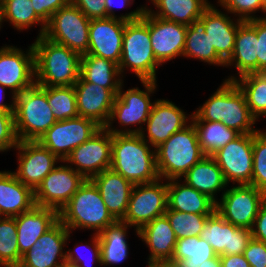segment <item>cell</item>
Masks as SVG:
<instances>
[{
	"mask_svg": "<svg viewBox=\"0 0 266 267\" xmlns=\"http://www.w3.org/2000/svg\"><path fill=\"white\" fill-rule=\"evenodd\" d=\"M191 121L222 122L240 134H253L257 120L250 113L244 93L235 81H226L191 114Z\"/></svg>",
	"mask_w": 266,
	"mask_h": 267,
	"instance_id": "cell-1",
	"label": "cell"
},
{
	"mask_svg": "<svg viewBox=\"0 0 266 267\" xmlns=\"http://www.w3.org/2000/svg\"><path fill=\"white\" fill-rule=\"evenodd\" d=\"M140 134H112L110 168L133 185L160 179L155 149Z\"/></svg>",
	"mask_w": 266,
	"mask_h": 267,
	"instance_id": "cell-2",
	"label": "cell"
},
{
	"mask_svg": "<svg viewBox=\"0 0 266 267\" xmlns=\"http://www.w3.org/2000/svg\"><path fill=\"white\" fill-rule=\"evenodd\" d=\"M35 53V82L39 86H74L80 78L81 55L43 35L32 44Z\"/></svg>",
	"mask_w": 266,
	"mask_h": 267,
	"instance_id": "cell-3",
	"label": "cell"
},
{
	"mask_svg": "<svg viewBox=\"0 0 266 267\" xmlns=\"http://www.w3.org/2000/svg\"><path fill=\"white\" fill-rule=\"evenodd\" d=\"M160 65L150 42V13L145 11L139 20L125 24L119 70L122 77L129 68L140 81H157L156 69Z\"/></svg>",
	"mask_w": 266,
	"mask_h": 267,
	"instance_id": "cell-4",
	"label": "cell"
},
{
	"mask_svg": "<svg viewBox=\"0 0 266 267\" xmlns=\"http://www.w3.org/2000/svg\"><path fill=\"white\" fill-rule=\"evenodd\" d=\"M59 220L71 233L76 228H85L96 231V234L116 222L108 212L97 186L91 179H86L60 210Z\"/></svg>",
	"mask_w": 266,
	"mask_h": 267,
	"instance_id": "cell-5",
	"label": "cell"
},
{
	"mask_svg": "<svg viewBox=\"0 0 266 267\" xmlns=\"http://www.w3.org/2000/svg\"><path fill=\"white\" fill-rule=\"evenodd\" d=\"M189 122L184 129L175 132L155 148L157 170L162 181L183 178L187 171L205 156L196 128Z\"/></svg>",
	"mask_w": 266,
	"mask_h": 267,
	"instance_id": "cell-6",
	"label": "cell"
},
{
	"mask_svg": "<svg viewBox=\"0 0 266 267\" xmlns=\"http://www.w3.org/2000/svg\"><path fill=\"white\" fill-rule=\"evenodd\" d=\"M14 121L19 141H38L57 122L47 101V86L35 83L14 96Z\"/></svg>",
	"mask_w": 266,
	"mask_h": 267,
	"instance_id": "cell-7",
	"label": "cell"
},
{
	"mask_svg": "<svg viewBox=\"0 0 266 267\" xmlns=\"http://www.w3.org/2000/svg\"><path fill=\"white\" fill-rule=\"evenodd\" d=\"M157 81H141L145 90L138 87L122 91L121 85L112 107L111 115L105 128L112 134H140L143 131L142 124H145L154 102L150 100V94L154 93ZM118 120L121 126L139 125L135 129L112 128L113 121ZM115 128V129H114Z\"/></svg>",
	"mask_w": 266,
	"mask_h": 267,
	"instance_id": "cell-8",
	"label": "cell"
},
{
	"mask_svg": "<svg viewBox=\"0 0 266 267\" xmlns=\"http://www.w3.org/2000/svg\"><path fill=\"white\" fill-rule=\"evenodd\" d=\"M89 25L90 19L69 2L51 16L43 36L82 56L88 51Z\"/></svg>",
	"mask_w": 266,
	"mask_h": 267,
	"instance_id": "cell-9",
	"label": "cell"
},
{
	"mask_svg": "<svg viewBox=\"0 0 266 267\" xmlns=\"http://www.w3.org/2000/svg\"><path fill=\"white\" fill-rule=\"evenodd\" d=\"M221 201L216 202L217 212L235 226L251 229L266 193L251 184L233 186L224 190Z\"/></svg>",
	"mask_w": 266,
	"mask_h": 267,
	"instance_id": "cell-10",
	"label": "cell"
},
{
	"mask_svg": "<svg viewBox=\"0 0 266 267\" xmlns=\"http://www.w3.org/2000/svg\"><path fill=\"white\" fill-rule=\"evenodd\" d=\"M167 207V181L163 183L158 179L152 183L137 184L132 188L127 211L121 221L139 231L156 217L164 215Z\"/></svg>",
	"mask_w": 266,
	"mask_h": 267,
	"instance_id": "cell-11",
	"label": "cell"
},
{
	"mask_svg": "<svg viewBox=\"0 0 266 267\" xmlns=\"http://www.w3.org/2000/svg\"><path fill=\"white\" fill-rule=\"evenodd\" d=\"M100 128L93 120L78 116L57 121L38 142L63 162L73 149L86 142Z\"/></svg>",
	"mask_w": 266,
	"mask_h": 267,
	"instance_id": "cell-12",
	"label": "cell"
},
{
	"mask_svg": "<svg viewBox=\"0 0 266 267\" xmlns=\"http://www.w3.org/2000/svg\"><path fill=\"white\" fill-rule=\"evenodd\" d=\"M85 180L71 166L57 165L34 191L35 205L60 212Z\"/></svg>",
	"mask_w": 266,
	"mask_h": 267,
	"instance_id": "cell-13",
	"label": "cell"
},
{
	"mask_svg": "<svg viewBox=\"0 0 266 267\" xmlns=\"http://www.w3.org/2000/svg\"><path fill=\"white\" fill-rule=\"evenodd\" d=\"M28 47L26 52L6 44L0 48V84L12 91V98L36 83L34 48Z\"/></svg>",
	"mask_w": 266,
	"mask_h": 267,
	"instance_id": "cell-14",
	"label": "cell"
},
{
	"mask_svg": "<svg viewBox=\"0 0 266 267\" xmlns=\"http://www.w3.org/2000/svg\"><path fill=\"white\" fill-rule=\"evenodd\" d=\"M112 133L101 127L92 137L71 151L63 163L86 179L100 174L111 166Z\"/></svg>",
	"mask_w": 266,
	"mask_h": 267,
	"instance_id": "cell-15",
	"label": "cell"
},
{
	"mask_svg": "<svg viewBox=\"0 0 266 267\" xmlns=\"http://www.w3.org/2000/svg\"><path fill=\"white\" fill-rule=\"evenodd\" d=\"M212 157L227 182L251 184L253 169V134H241Z\"/></svg>",
	"mask_w": 266,
	"mask_h": 267,
	"instance_id": "cell-16",
	"label": "cell"
},
{
	"mask_svg": "<svg viewBox=\"0 0 266 267\" xmlns=\"http://www.w3.org/2000/svg\"><path fill=\"white\" fill-rule=\"evenodd\" d=\"M18 167L15 176L33 191L41 184L45 176L61 162L49 149L38 141H19Z\"/></svg>",
	"mask_w": 266,
	"mask_h": 267,
	"instance_id": "cell-17",
	"label": "cell"
},
{
	"mask_svg": "<svg viewBox=\"0 0 266 267\" xmlns=\"http://www.w3.org/2000/svg\"><path fill=\"white\" fill-rule=\"evenodd\" d=\"M200 237L207 241L215 253L220 255L243 254L252 239L251 229L227 222L215 210L208 216Z\"/></svg>",
	"mask_w": 266,
	"mask_h": 267,
	"instance_id": "cell-18",
	"label": "cell"
},
{
	"mask_svg": "<svg viewBox=\"0 0 266 267\" xmlns=\"http://www.w3.org/2000/svg\"><path fill=\"white\" fill-rule=\"evenodd\" d=\"M70 234L69 229L59 220L22 255L18 267H64L66 251L63 252V249Z\"/></svg>",
	"mask_w": 266,
	"mask_h": 267,
	"instance_id": "cell-19",
	"label": "cell"
},
{
	"mask_svg": "<svg viewBox=\"0 0 266 267\" xmlns=\"http://www.w3.org/2000/svg\"><path fill=\"white\" fill-rule=\"evenodd\" d=\"M182 109L177 107L172 101L165 99L155 100L149 117L140 133L141 137L152 147L157 148L167 141L175 132L184 129L187 126L191 115L186 116ZM189 117V118H188ZM188 120V121H187ZM147 130L144 133V130ZM148 137V138H146Z\"/></svg>",
	"mask_w": 266,
	"mask_h": 267,
	"instance_id": "cell-20",
	"label": "cell"
},
{
	"mask_svg": "<svg viewBox=\"0 0 266 267\" xmlns=\"http://www.w3.org/2000/svg\"><path fill=\"white\" fill-rule=\"evenodd\" d=\"M78 116L93 120L100 127L109 121L119 89H108L86 82L81 76L74 84Z\"/></svg>",
	"mask_w": 266,
	"mask_h": 267,
	"instance_id": "cell-21",
	"label": "cell"
},
{
	"mask_svg": "<svg viewBox=\"0 0 266 267\" xmlns=\"http://www.w3.org/2000/svg\"><path fill=\"white\" fill-rule=\"evenodd\" d=\"M126 23V21L111 17L91 19L89 45L85 55L102 57L118 65L122 54V41Z\"/></svg>",
	"mask_w": 266,
	"mask_h": 267,
	"instance_id": "cell-22",
	"label": "cell"
},
{
	"mask_svg": "<svg viewBox=\"0 0 266 267\" xmlns=\"http://www.w3.org/2000/svg\"><path fill=\"white\" fill-rule=\"evenodd\" d=\"M187 26L150 14V42L155 58L166 63L183 56Z\"/></svg>",
	"mask_w": 266,
	"mask_h": 267,
	"instance_id": "cell-23",
	"label": "cell"
},
{
	"mask_svg": "<svg viewBox=\"0 0 266 267\" xmlns=\"http://www.w3.org/2000/svg\"><path fill=\"white\" fill-rule=\"evenodd\" d=\"M200 20L205 25L211 48H215L216 53L226 62L233 53L238 27L244 21L238 18L234 21V18L231 19L213 4L203 12Z\"/></svg>",
	"mask_w": 266,
	"mask_h": 267,
	"instance_id": "cell-24",
	"label": "cell"
},
{
	"mask_svg": "<svg viewBox=\"0 0 266 267\" xmlns=\"http://www.w3.org/2000/svg\"><path fill=\"white\" fill-rule=\"evenodd\" d=\"M97 186L108 212L121 221L127 211L133 184L111 168L91 178Z\"/></svg>",
	"mask_w": 266,
	"mask_h": 267,
	"instance_id": "cell-25",
	"label": "cell"
},
{
	"mask_svg": "<svg viewBox=\"0 0 266 267\" xmlns=\"http://www.w3.org/2000/svg\"><path fill=\"white\" fill-rule=\"evenodd\" d=\"M58 221V211L36 205L30 211L15 216L20 254L23 255L30 250L39 237Z\"/></svg>",
	"mask_w": 266,
	"mask_h": 267,
	"instance_id": "cell-26",
	"label": "cell"
},
{
	"mask_svg": "<svg viewBox=\"0 0 266 267\" xmlns=\"http://www.w3.org/2000/svg\"><path fill=\"white\" fill-rule=\"evenodd\" d=\"M136 234L148 245V262H169L173 256L177 238L164 214L144 225Z\"/></svg>",
	"mask_w": 266,
	"mask_h": 267,
	"instance_id": "cell-27",
	"label": "cell"
},
{
	"mask_svg": "<svg viewBox=\"0 0 266 267\" xmlns=\"http://www.w3.org/2000/svg\"><path fill=\"white\" fill-rule=\"evenodd\" d=\"M35 206L34 191L11 171H0V216L15 217Z\"/></svg>",
	"mask_w": 266,
	"mask_h": 267,
	"instance_id": "cell-28",
	"label": "cell"
},
{
	"mask_svg": "<svg viewBox=\"0 0 266 267\" xmlns=\"http://www.w3.org/2000/svg\"><path fill=\"white\" fill-rule=\"evenodd\" d=\"M179 179L167 181V205L171 210L212 214L216 210V202L208 195L199 192Z\"/></svg>",
	"mask_w": 266,
	"mask_h": 267,
	"instance_id": "cell-29",
	"label": "cell"
},
{
	"mask_svg": "<svg viewBox=\"0 0 266 267\" xmlns=\"http://www.w3.org/2000/svg\"><path fill=\"white\" fill-rule=\"evenodd\" d=\"M188 186L208 195L217 202L218 191L228 186L223 172L212 156H204L183 176Z\"/></svg>",
	"mask_w": 266,
	"mask_h": 267,
	"instance_id": "cell-30",
	"label": "cell"
},
{
	"mask_svg": "<svg viewBox=\"0 0 266 267\" xmlns=\"http://www.w3.org/2000/svg\"><path fill=\"white\" fill-rule=\"evenodd\" d=\"M258 38L256 30L243 22L237 30L234 50L225 62V67L237 68L239 77L248 73H257Z\"/></svg>",
	"mask_w": 266,
	"mask_h": 267,
	"instance_id": "cell-31",
	"label": "cell"
},
{
	"mask_svg": "<svg viewBox=\"0 0 266 267\" xmlns=\"http://www.w3.org/2000/svg\"><path fill=\"white\" fill-rule=\"evenodd\" d=\"M154 5L157 11L150 8L151 15L189 26L200 19L211 4L208 0H158Z\"/></svg>",
	"mask_w": 266,
	"mask_h": 267,
	"instance_id": "cell-32",
	"label": "cell"
},
{
	"mask_svg": "<svg viewBox=\"0 0 266 267\" xmlns=\"http://www.w3.org/2000/svg\"><path fill=\"white\" fill-rule=\"evenodd\" d=\"M119 66L95 55H82L80 76L89 83L108 89H120L123 84Z\"/></svg>",
	"mask_w": 266,
	"mask_h": 267,
	"instance_id": "cell-33",
	"label": "cell"
},
{
	"mask_svg": "<svg viewBox=\"0 0 266 267\" xmlns=\"http://www.w3.org/2000/svg\"><path fill=\"white\" fill-rule=\"evenodd\" d=\"M129 225L116 221L98 234L101 248V266L116 265L128 257L129 244L126 241Z\"/></svg>",
	"mask_w": 266,
	"mask_h": 267,
	"instance_id": "cell-34",
	"label": "cell"
},
{
	"mask_svg": "<svg viewBox=\"0 0 266 267\" xmlns=\"http://www.w3.org/2000/svg\"><path fill=\"white\" fill-rule=\"evenodd\" d=\"M211 245L200 236L177 239L173 256L168 262L174 267H199L216 257Z\"/></svg>",
	"mask_w": 266,
	"mask_h": 267,
	"instance_id": "cell-35",
	"label": "cell"
},
{
	"mask_svg": "<svg viewBox=\"0 0 266 267\" xmlns=\"http://www.w3.org/2000/svg\"><path fill=\"white\" fill-rule=\"evenodd\" d=\"M184 56L212 65L225 66V61L216 53L215 48H211V41L205 33V25L200 19L187 26Z\"/></svg>",
	"mask_w": 266,
	"mask_h": 267,
	"instance_id": "cell-36",
	"label": "cell"
},
{
	"mask_svg": "<svg viewBox=\"0 0 266 267\" xmlns=\"http://www.w3.org/2000/svg\"><path fill=\"white\" fill-rule=\"evenodd\" d=\"M196 128L198 141L205 156H212L218 150L235 140L241 134L226 127L222 122L191 121Z\"/></svg>",
	"mask_w": 266,
	"mask_h": 267,
	"instance_id": "cell-37",
	"label": "cell"
},
{
	"mask_svg": "<svg viewBox=\"0 0 266 267\" xmlns=\"http://www.w3.org/2000/svg\"><path fill=\"white\" fill-rule=\"evenodd\" d=\"M226 81H235L245 95L252 116H266V79L260 72L248 73L239 78L230 76Z\"/></svg>",
	"mask_w": 266,
	"mask_h": 267,
	"instance_id": "cell-38",
	"label": "cell"
},
{
	"mask_svg": "<svg viewBox=\"0 0 266 267\" xmlns=\"http://www.w3.org/2000/svg\"><path fill=\"white\" fill-rule=\"evenodd\" d=\"M0 5L3 22H9L19 31L38 23L41 26L38 36L44 34L46 23L36 14L31 0H0Z\"/></svg>",
	"mask_w": 266,
	"mask_h": 267,
	"instance_id": "cell-39",
	"label": "cell"
},
{
	"mask_svg": "<svg viewBox=\"0 0 266 267\" xmlns=\"http://www.w3.org/2000/svg\"><path fill=\"white\" fill-rule=\"evenodd\" d=\"M21 259L15 217L0 216V267H18Z\"/></svg>",
	"mask_w": 266,
	"mask_h": 267,
	"instance_id": "cell-40",
	"label": "cell"
},
{
	"mask_svg": "<svg viewBox=\"0 0 266 267\" xmlns=\"http://www.w3.org/2000/svg\"><path fill=\"white\" fill-rule=\"evenodd\" d=\"M47 101L56 121L78 117L74 86L47 87Z\"/></svg>",
	"mask_w": 266,
	"mask_h": 267,
	"instance_id": "cell-41",
	"label": "cell"
},
{
	"mask_svg": "<svg viewBox=\"0 0 266 267\" xmlns=\"http://www.w3.org/2000/svg\"><path fill=\"white\" fill-rule=\"evenodd\" d=\"M177 239L200 236L202 228L211 214H195L171 210L165 212Z\"/></svg>",
	"mask_w": 266,
	"mask_h": 267,
	"instance_id": "cell-42",
	"label": "cell"
},
{
	"mask_svg": "<svg viewBox=\"0 0 266 267\" xmlns=\"http://www.w3.org/2000/svg\"><path fill=\"white\" fill-rule=\"evenodd\" d=\"M251 185L266 193V132L253 133V169Z\"/></svg>",
	"mask_w": 266,
	"mask_h": 267,
	"instance_id": "cell-43",
	"label": "cell"
},
{
	"mask_svg": "<svg viewBox=\"0 0 266 267\" xmlns=\"http://www.w3.org/2000/svg\"><path fill=\"white\" fill-rule=\"evenodd\" d=\"M217 3L228 13L238 16V19L244 22L261 18L255 17L256 11L258 12L259 10L263 11L265 13L264 17H266V11L262 8L261 0H218Z\"/></svg>",
	"mask_w": 266,
	"mask_h": 267,
	"instance_id": "cell-44",
	"label": "cell"
},
{
	"mask_svg": "<svg viewBox=\"0 0 266 267\" xmlns=\"http://www.w3.org/2000/svg\"><path fill=\"white\" fill-rule=\"evenodd\" d=\"M90 242H92V243L91 244H84L85 246H83V243H82V245L76 244V246L74 247L76 249L67 250L68 252L66 251V264L73 266V267H92L91 264L97 262V263H99V265H101V248H100L98 234L94 233V235L92 237V241H90ZM80 246L84 247V248L87 247L88 249L92 246L91 250L89 249V251L91 253L90 254L91 259H89L88 256H87L88 257L87 260L83 259V257L81 256V253H79L80 252L79 249H81ZM88 259H89V261H88Z\"/></svg>",
	"mask_w": 266,
	"mask_h": 267,
	"instance_id": "cell-45",
	"label": "cell"
},
{
	"mask_svg": "<svg viewBox=\"0 0 266 267\" xmlns=\"http://www.w3.org/2000/svg\"><path fill=\"white\" fill-rule=\"evenodd\" d=\"M18 138L15 130L14 112L0 111V152L16 148Z\"/></svg>",
	"mask_w": 266,
	"mask_h": 267,
	"instance_id": "cell-46",
	"label": "cell"
},
{
	"mask_svg": "<svg viewBox=\"0 0 266 267\" xmlns=\"http://www.w3.org/2000/svg\"><path fill=\"white\" fill-rule=\"evenodd\" d=\"M257 32L258 55L257 72L266 68V17L247 21Z\"/></svg>",
	"mask_w": 266,
	"mask_h": 267,
	"instance_id": "cell-47",
	"label": "cell"
},
{
	"mask_svg": "<svg viewBox=\"0 0 266 267\" xmlns=\"http://www.w3.org/2000/svg\"><path fill=\"white\" fill-rule=\"evenodd\" d=\"M133 1L134 0H105L104 5L106 9V17L121 19L126 22H133L139 20L142 16V13L149 10L147 5L145 7L141 6V8L137 7L135 11L126 13L125 15H120L119 17L114 13L115 7L119 6L121 8L127 5L129 6L133 3Z\"/></svg>",
	"mask_w": 266,
	"mask_h": 267,
	"instance_id": "cell-48",
	"label": "cell"
},
{
	"mask_svg": "<svg viewBox=\"0 0 266 267\" xmlns=\"http://www.w3.org/2000/svg\"><path fill=\"white\" fill-rule=\"evenodd\" d=\"M243 256L249 262L250 267H266V243L252 238Z\"/></svg>",
	"mask_w": 266,
	"mask_h": 267,
	"instance_id": "cell-49",
	"label": "cell"
},
{
	"mask_svg": "<svg viewBox=\"0 0 266 267\" xmlns=\"http://www.w3.org/2000/svg\"><path fill=\"white\" fill-rule=\"evenodd\" d=\"M90 20L106 18L105 0H70Z\"/></svg>",
	"mask_w": 266,
	"mask_h": 267,
	"instance_id": "cell-50",
	"label": "cell"
},
{
	"mask_svg": "<svg viewBox=\"0 0 266 267\" xmlns=\"http://www.w3.org/2000/svg\"><path fill=\"white\" fill-rule=\"evenodd\" d=\"M31 2L36 14L47 23L51 16L70 0H31Z\"/></svg>",
	"mask_w": 266,
	"mask_h": 267,
	"instance_id": "cell-51",
	"label": "cell"
},
{
	"mask_svg": "<svg viewBox=\"0 0 266 267\" xmlns=\"http://www.w3.org/2000/svg\"><path fill=\"white\" fill-rule=\"evenodd\" d=\"M251 234L253 239L266 243V200L259 208Z\"/></svg>",
	"mask_w": 266,
	"mask_h": 267,
	"instance_id": "cell-52",
	"label": "cell"
},
{
	"mask_svg": "<svg viewBox=\"0 0 266 267\" xmlns=\"http://www.w3.org/2000/svg\"><path fill=\"white\" fill-rule=\"evenodd\" d=\"M222 267H250L243 254L220 255Z\"/></svg>",
	"mask_w": 266,
	"mask_h": 267,
	"instance_id": "cell-53",
	"label": "cell"
},
{
	"mask_svg": "<svg viewBox=\"0 0 266 267\" xmlns=\"http://www.w3.org/2000/svg\"><path fill=\"white\" fill-rule=\"evenodd\" d=\"M0 94L2 92L1 95H4L3 93H5V89L6 87H3L1 84H0ZM2 96V100L0 101V111H3V112H14V98H12V102H10L11 104H7V103H3V99H5V97Z\"/></svg>",
	"mask_w": 266,
	"mask_h": 267,
	"instance_id": "cell-54",
	"label": "cell"
},
{
	"mask_svg": "<svg viewBox=\"0 0 266 267\" xmlns=\"http://www.w3.org/2000/svg\"><path fill=\"white\" fill-rule=\"evenodd\" d=\"M199 267H222L220 256L217 255L216 257L212 259L206 260L205 263H203Z\"/></svg>",
	"mask_w": 266,
	"mask_h": 267,
	"instance_id": "cell-55",
	"label": "cell"
},
{
	"mask_svg": "<svg viewBox=\"0 0 266 267\" xmlns=\"http://www.w3.org/2000/svg\"><path fill=\"white\" fill-rule=\"evenodd\" d=\"M148 267H174L168 262H148Z\"/></svg>",
	"mask_w": 266,
	"mask_h": 267,
	"instance_id": "cell-56",
	"label": "cell"
},
{
	"mask_svg": "<svg viewBox=\"0 0 266 267\" xmlns=\"http://www.w3.org/2000/svg\"><path fill=\"white\" fill-rule=\"evenodd\" d=\"M262 8L266 11V0H261Z\"/></svg>",
	"mask_w": 266,
	"mask_h": 267,
	"instance_id": "cell-57",
	"label": "cell"
},
{
	"mask_svg": "<svg viewBox=\"0 0 266 267\" xmlns=\"http://www.w3.org/2000/svg\"><path fill=\"white\" fill-rule=\"evenodd\" d=\"M2 10H1V5H0V29H1V25H2Z\"/></svg>",
	"mask_w": 266,
	"mask_h": 267,
	"instance_id": "cell-58",
	"label": "cell"
},
{
	"mask_svg": "<svg viewBox=\"0 0 266 267\" xmlns=\"http://www.w3.org/2000/svg\"><path fill=\"white\" fill-rule=\"evenodd\" d=\"M260 73H261V74L263 75V77L266 79V68L263 69Z\"/></svg>",
	"mask_w": 266,
	"mask_h": 267,
	"instance_id": "cell-59",
	"label": "cell"
},
{
	"mask_svg": "<svg viewBox=\"0 0 266 267\" xmlns=\"http://www.w3.org/2000/svg\"><path fill=\"white\" fill-rule=\"evenodd\" d=\"M154 5L158 0H149Z\"/></svg>",
	"mask_w": 266,
	"mask_h": 267,
	"instance_id": "cell-60",
	"label": "cell"
},
{
	"mask_svg": "<svg viewBox=\"0 0 266 267\" xmlns=\"http://www.w3.org/2000/svg\"><path fill=\"white\" fill-rule=\"evenodd\" d=\"M64 267H73V266H70V265L66 264Z\"/></svg>",
	"mask_w": 266,
	"mask_h": 267,
	"instance_id": "cell-61",
	"label": "cell"
}]
</instances>
